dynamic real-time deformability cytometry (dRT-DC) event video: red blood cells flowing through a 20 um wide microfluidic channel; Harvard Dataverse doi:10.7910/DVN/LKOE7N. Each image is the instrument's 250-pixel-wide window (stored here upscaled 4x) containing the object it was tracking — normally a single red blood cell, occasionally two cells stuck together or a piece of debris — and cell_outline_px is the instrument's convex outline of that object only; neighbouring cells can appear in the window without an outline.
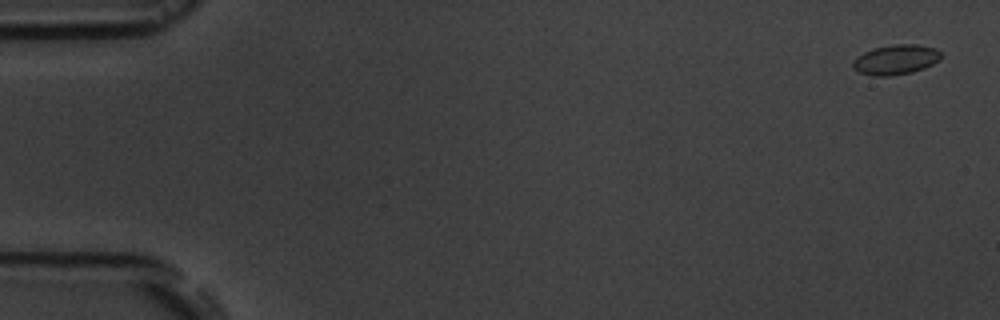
{"species": "common noctule bat (a hibernating species)", "species_latin": "Nyctalus noctula", "temperature_condition": "room temperature", "stored_images_in_passage": 6, "camera_frame_rate_fps": 3000, "um_per_image_px": 0.085, "animal": {"sex": "male", "body_mass_g": 19.5, "forearm_length_mm": 54.6}, "frame": {"image": 1, "passage_image": 1, "time_ms": 0.0, "image_size_px": [1000, 320], "cell_outline_px": [[940, 60], [924, 68], [912, 72], [892, 76], [872, 76], [860, 72], [852, 68], [852, 60], [856, 56], [872, 48], [892, 44], [916, 44], [936, 48], [940, 52]], "centroid_in_image_um": [76.1, 5.07], "position_along_channel_um": 8.9, "area_um2": 15.55}}
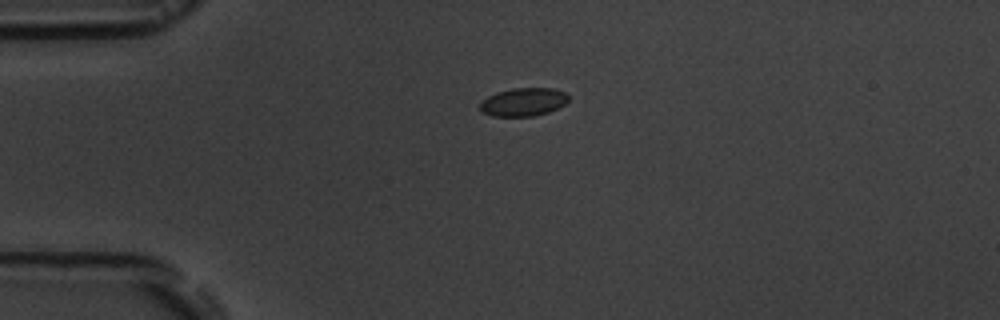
{"frame": {"image": 2, "passage_image": 4, "time_ms": 4.0, "image_size_px": [1000, 320], "cell_outline_px": [[568, 100], [564, 104], [548, 112], [532, 116], [492, 116], [484, 112], [480, 108], [480, 104], [488, 96], [496, 92], [512, 88], [552, 88], [564, 92], [568, 96]], "centroid_in_image_um": [44.48, 8.66], "position_along_channel_um": 40.5, "area_um2": 14.33}}
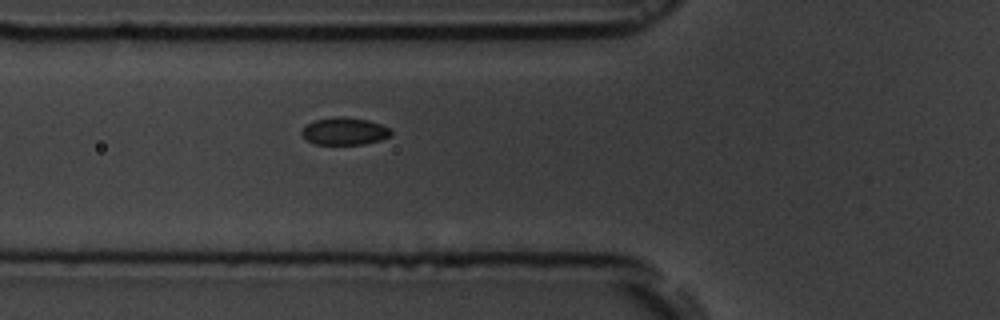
{"frame": {"image": 3, "passage_image": 6, "time_ms": 6.333, "image_size_px": [1000, 320], "cell_outline_px": [[392, 136], [380, 140], [364, 144], [312, 144], [300, 132], [308, 124], [316, 120], [336, 116], [344, 116], [368, 120], [392, 128]], "centroid_in_image_um": [29.33, 11.15], "position_along_channel_um": 96.5, "area_um2": 14.28}}